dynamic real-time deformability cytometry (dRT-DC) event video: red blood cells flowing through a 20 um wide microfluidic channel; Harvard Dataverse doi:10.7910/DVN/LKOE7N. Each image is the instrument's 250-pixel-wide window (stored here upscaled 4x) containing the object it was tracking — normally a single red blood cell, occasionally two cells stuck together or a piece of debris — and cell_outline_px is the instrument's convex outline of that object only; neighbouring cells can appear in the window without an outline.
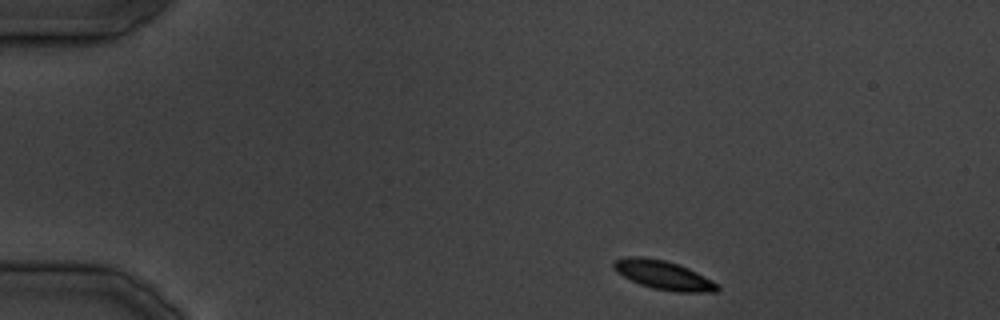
{"species": "common noctule bat (a hibernating species)", "species_latin": "Nyctalus noctula", "temperature_condition": "cold", "stored_images_in_passage": 10, "camera_frame_rate_fps": 3000, "um_per_image_px": 0.085, "animal": {"sex": "male", "body_mass_g": 19.5, "forearm_length_mm": 54.6}, "frame": {"image": 1, "passage_image": 2, "time_ms": 1.0, "image_size_px": [1000, 320], "cell_outline_px": [[720, 288], [716, 292], [676, 292], [652, 288], [640, 284], [616, 272], [612, 268], [612, 264], [616, 260], [624, 256], [644, 256], [664, 260], [688, 268], [720, 284]], "centroid_in_image_um": [56.39, 23.38], "position_along_channel_um": 28.6, "area_um2": 17.51}}